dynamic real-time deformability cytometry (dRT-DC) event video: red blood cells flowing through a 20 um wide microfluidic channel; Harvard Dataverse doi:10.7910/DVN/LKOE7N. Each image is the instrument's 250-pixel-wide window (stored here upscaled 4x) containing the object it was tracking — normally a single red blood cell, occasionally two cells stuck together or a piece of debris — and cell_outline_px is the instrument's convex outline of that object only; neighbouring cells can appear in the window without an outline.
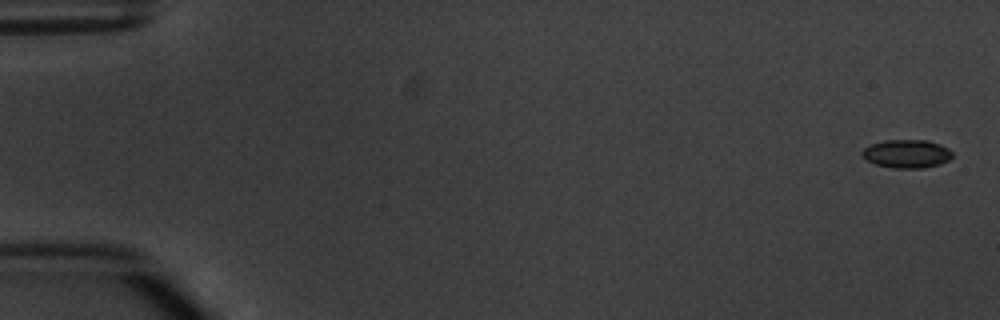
{"species": "common noctule bat (a hibernating species)", "species_latin": "Nyctalus noctula", "temperature_condition": "warm", "stored_images_in_passage": 5, "camera_frame_rate_fps": 3000, "um_per_image_px": 0.085, "animal": {"sex": "male", "body_mass_g": 20.1, "forearm_length_mm": 53.5}, "frame": {"image": 1, "passage_image": 1, "time_ms": 0.0, "image_size_px": [1000, 320], "cell_outline_px": [[952, 156], [948, 160], [940, 164], [924, 168], [892, 168], [876, 164], [868, 160], [860, 152], [864, 148], [872, 144], [884, 140], [928, 140], [940, 144], [948, 148], [952, 152]], "centroid_in_image_um": [77.09, 13.07], "position_along_channel_um": 7.9, "area_um2": 14.85}}
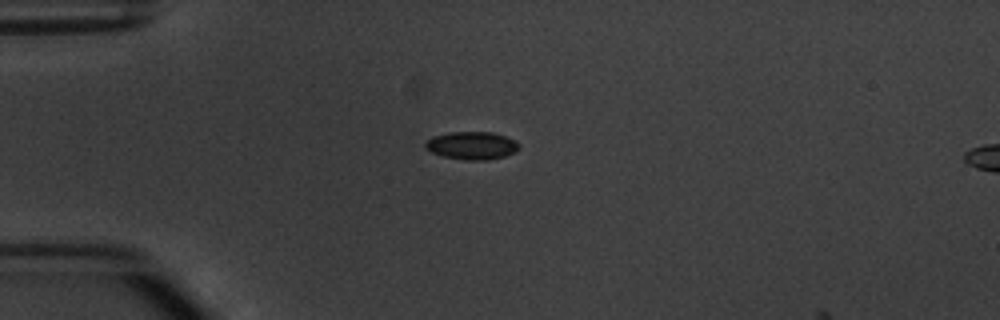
{"frame": {"image": 2, "passage_image": 4, "time_ms": 4.333, "image_size_px": [1000, 320], "cell_outline_px": [[520, 148], [516, 152], [504, 156], [488, 160], [468, 160], [444, 156], [432, 152], [424, 148], [424, 144], [432, 136], [452, 132], [492, 132], [516, 140], [520, 144]], "centroid_in_image_um": [40.14, 12.37], "position_along_channel_um": 44.9, "area_um2": 15.2}}